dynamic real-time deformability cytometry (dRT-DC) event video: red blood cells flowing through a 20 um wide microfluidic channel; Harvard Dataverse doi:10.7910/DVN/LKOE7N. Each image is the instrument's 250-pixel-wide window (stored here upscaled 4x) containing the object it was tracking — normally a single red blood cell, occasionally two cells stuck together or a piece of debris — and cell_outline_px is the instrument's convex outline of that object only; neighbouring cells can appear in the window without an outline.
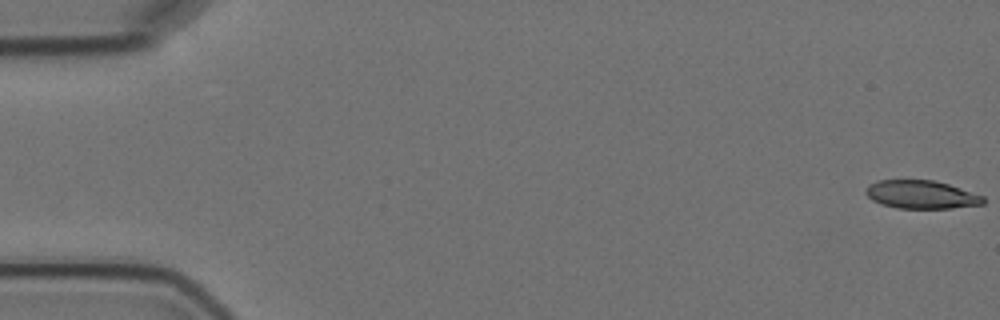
{"species": "Egyptian fruit bat (a non-hibernating species)", "species_latin": "Rousettus aegyptiacus", "temperature_condition": "cold", "stored_images_in_passage": 8, "camera_frame_rate_fps": 3000, "um_per_image_px": 0.085, "animal": {"sex": "female"}, "frame": {"image": 1, "passage_image": 1, "time_ms": 0.0, "image_size_px": [1000, 320], "cell_outline_px": [[984, 204], [952, 208], [896, 208], [872, 200], [864, 192], [864, 188], [868, 184], [876, 180], [932, 180], [948, 184], [984, 196]], "centroid_in_image_um": [78.28, 16.53], "position_along_channel_um": 6.7, "area_um2": 19.31}}
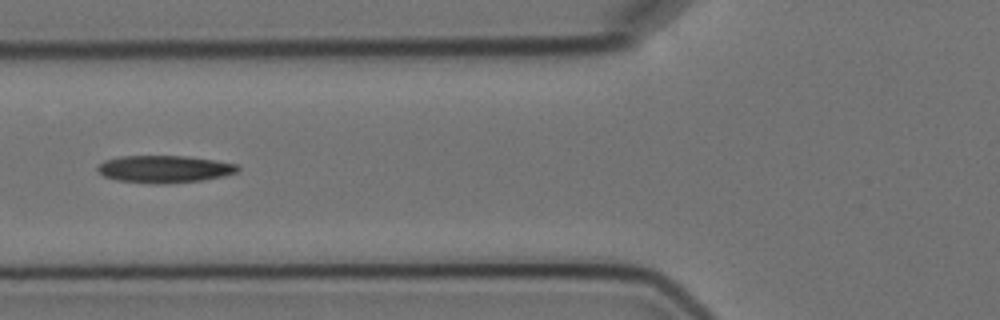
{"frame": {"image": 2, "passage_image": 7, "time_ms": 7.0, "image_size_px": [1000, 320], "cell_outline_px": [[240, 168], [236, 172], [224, 176], [200, 180], [164, 184], [156, 184], [116, 180], [104, 176], [96, 168], [104, 160], [120, 156], [184, 156], [216, 160], [240, 164]], "centroid_in_image_um": [13.99, 14.37], "position_along_channel_um": 111.8, "area_um2": 22.31}}
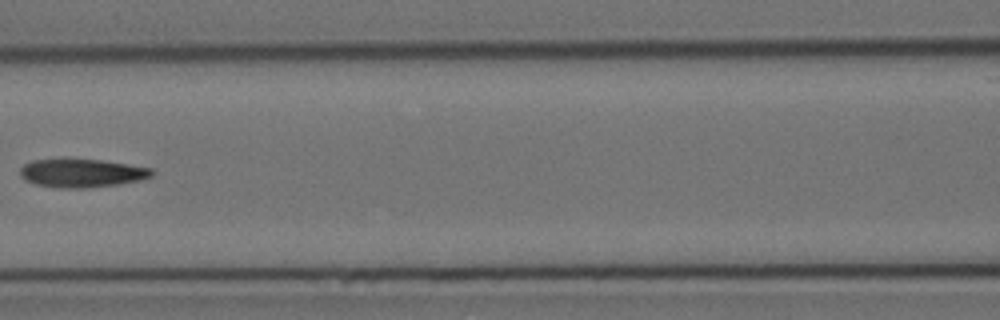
{"frame": {"image": 3, "passage_image": 8, "time_ms": 8.333, "image_size_px": [1000, 320], "cell_outline_px": [[156, 172], [152, 176], [140, 180], [120, 184], [84, 188], [60, 188], [36, 184], [24, 180], [20, 176], [20, 168], [24, 164], [32, 160], [64, 156], [100, 160], [128, 164], [152, 168]], "centroid_in_image_um": [6.91, 14.67], "position_along_channel_um": 159.7, "area_um2": 22.66}}